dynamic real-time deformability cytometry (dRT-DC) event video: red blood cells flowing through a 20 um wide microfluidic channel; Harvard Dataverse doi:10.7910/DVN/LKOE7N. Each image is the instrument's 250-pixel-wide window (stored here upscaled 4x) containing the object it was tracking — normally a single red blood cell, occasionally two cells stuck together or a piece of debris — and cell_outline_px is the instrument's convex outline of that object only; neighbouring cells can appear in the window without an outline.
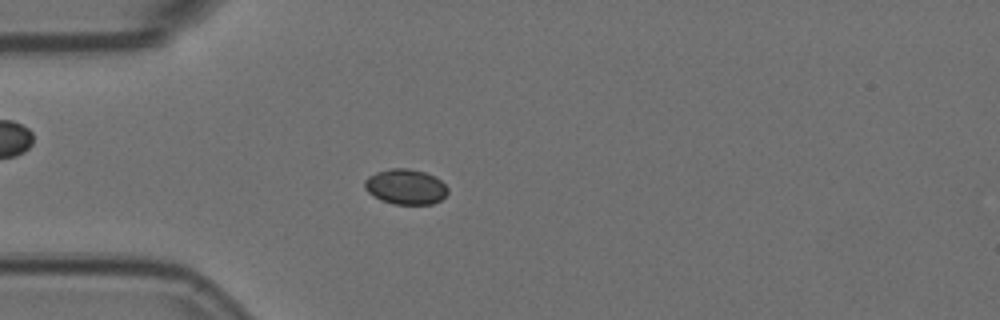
{"species": "Egyptian fruit bat (a non-hibernating species)", "species_latin": "Rousettus aegyptiacus", "temperature_condition": "room temperature", "stored_images_in_passage": 57, "camera_frame_rate_fps": 3000, "um_per_image_px": 0.085, "animal": {"sex": "female"}, "frame": {"image": 1, "passage_image": 16, "time_ms": 5.0, "image_size_px": [1000, 320], "cell_outline_px": [[448, 192], [440, 200], [432, 204], [392, 204], [380, 200], [368, 192], [364, 188], [364, 180], [368, 176], [376, 172], [392, 168], [408, 168], [424, 172], [440, 180], [448, 188]], "centroid_in_image_um": [34.45, 15.88], "position_along_channel_um": 50.6, "area_um2": 17.05}}
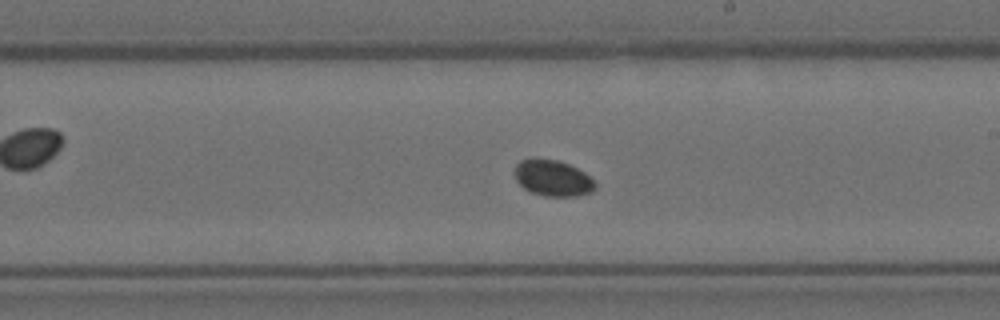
{"frame": {"image": 2, "passage_image": 33, "time_ms": 10.667, "image_size_px": [1000, 320], "cell_outline_px": [[596, 188], [592, 192], [576, 196], [544, 196], [532, 192], [524, 188], [516, 180], [516, 164], [520, 160], [536, 156], [556, 160], [568, 164], [584, 172], [596, 184]], "centroid_in_image_um": [46.97, 15.12], "position_along_channel_um": 242.0, "area_um2": 16.99}}
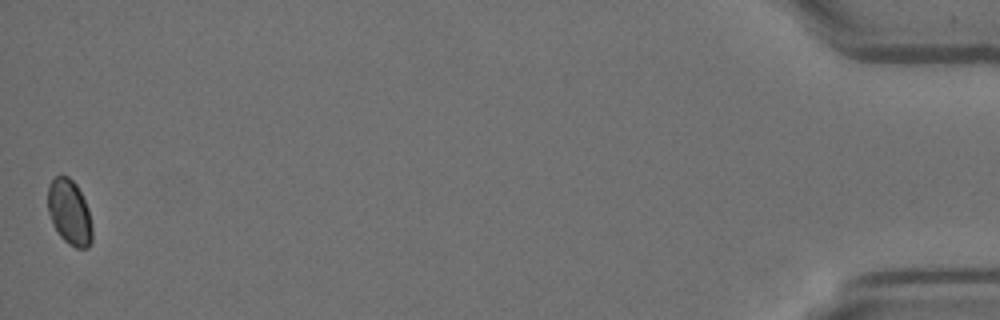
{"frame": {"image": 3, "passage_image": 57, "time_ms": 18.667, "image_size_px": [1000, 320], "cell_outline_px": [[92, 240], [88, 248], [76, 248], [68, 244], [60, 236], [52, 224], [48, 212], [48, 184], [56, 176], [68, 176], [76, 184], [88, 208], [92, 228]], "centroid_in_image_um": [5.9, 18.06], "position_along_channel_um": 429.3, "area_um2": 16.88}}